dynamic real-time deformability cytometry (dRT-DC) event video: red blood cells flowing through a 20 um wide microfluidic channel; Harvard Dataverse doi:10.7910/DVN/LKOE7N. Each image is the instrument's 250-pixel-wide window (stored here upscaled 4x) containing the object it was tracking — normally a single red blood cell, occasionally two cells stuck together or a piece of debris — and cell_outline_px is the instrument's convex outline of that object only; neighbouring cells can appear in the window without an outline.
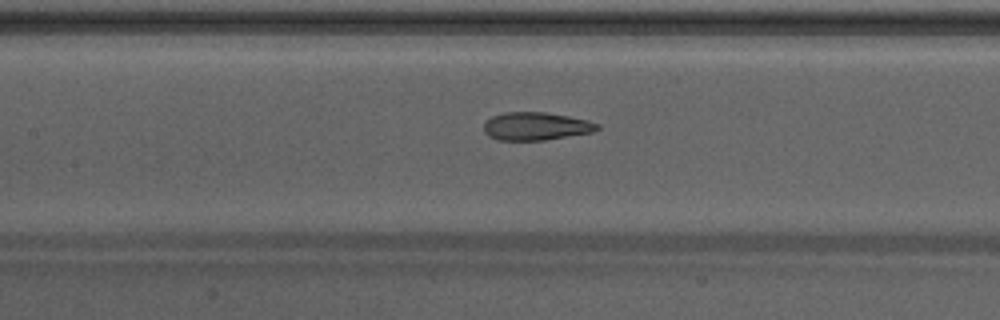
{"species": "Egyptian fruit bat (a non-hibernating species)", "species_latin": "Rousettus aegyptiacus", "temperature_condition": "warm", "stored_images_in_passage": 36, "camera_frame_rate_fps": 3000, "um_per_image_px": 0.085, "animal": {"sex": "male"}, "frame": {"image": 1, "passage_image": 10, "time_ms": 3.0, "image_size_px": [1000, 320], "cell_outline_px": [[600, 128], [592, 132], [544, 140], [496, 140], [488, 136], [484, 132], [484, 124], [492, 116], [504, 112], [544, 112], [568, 116], [588, 120], [600, 124]], "centroid_in_image_um": [45.55, 10.73], "position_along_channel_um": 161.9, "area_um2": 18.5}}
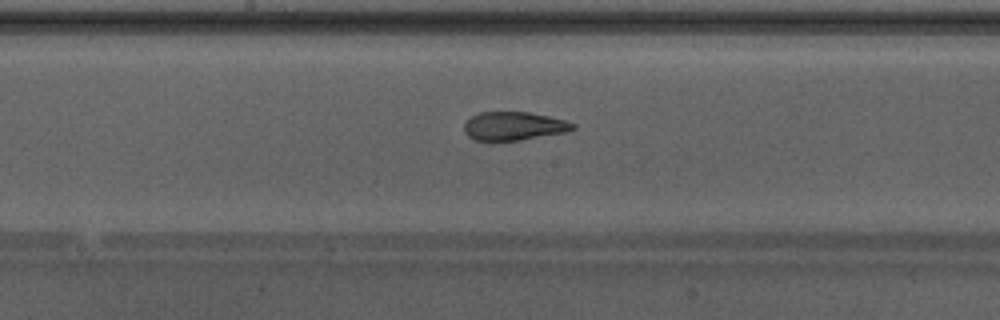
{"frame": {"image": 2, "passage_image": 13, "time_ms": 4.0, "image_size_px": [1000, 320], "cell_outline_px": [[576, 128], [564, 132], [520, 140], [476, 140], [468, 136], [464, 132], [464, 120], [480, 112], [528, 112], [548, 116], [564, 120], [576, 124]], "centroid_in_image_um": [43.64, 10.7], "position_along_channel_um": 204.6, "area_um2": 17.92}}
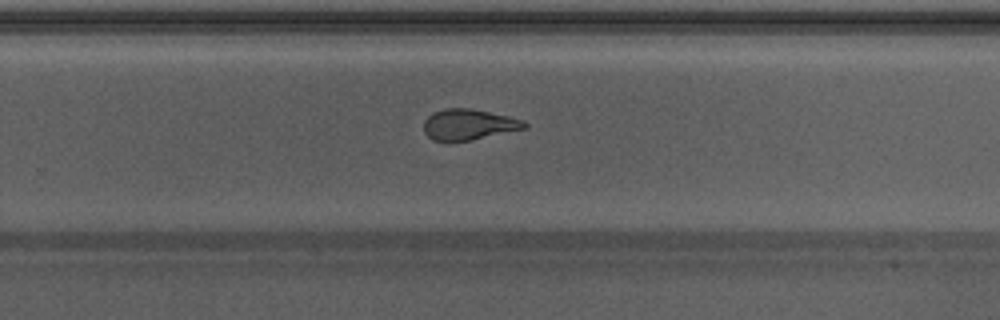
{"frame": {"image": 3, "passage_image": 19, "time_ms": 6.0, "image_size_px": [1000, 320], "cell_outline_px": [[528, 128], [468, 140], [432, 140], [424, 132], [424, 120], [432, 112], [444, 108], [468, 108], [508, 116], [524, 120], [528, 124]], "centroid_in_image_um": [39.84, 10.57], "position_along_channel_um": 290.0, "area_um2": 17.86}, "authors_computed_cell_mechanics": {"area_um2": 19.2474, "velocity_mm_per_s": 4.2886, "shape_relaxation_time_tau1_ms": null, "shape_relaxation_time_tau2_ms": 1.5955, "deformation_change_tau1": null, "deformation_change_tau2": 0.0952}}